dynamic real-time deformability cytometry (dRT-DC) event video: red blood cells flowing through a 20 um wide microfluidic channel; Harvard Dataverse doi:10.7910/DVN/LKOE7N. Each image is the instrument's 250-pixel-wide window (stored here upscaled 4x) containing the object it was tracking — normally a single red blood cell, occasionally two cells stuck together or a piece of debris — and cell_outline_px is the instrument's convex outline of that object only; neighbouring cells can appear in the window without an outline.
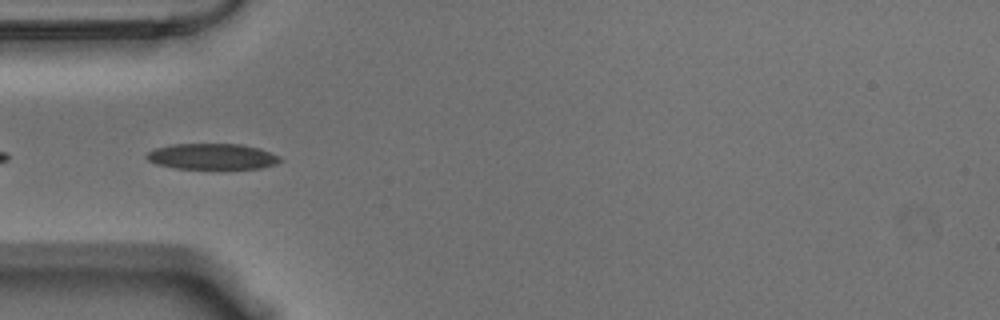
{"species": "Egyptian fruit bat (a non-hibernating species)", "species_latin": "Rousettus aegyptiacus", "temperature_condition": "warm", "stored_images_in_passage": 8, "camera_frame_rate_fps": 3000, "um_per_image_px": 0.085, "animal": {"sex": "male"}, "frame": {"image": 1, "passage_image": 2, "time_ms": 0.333, "image_size_px": [1000, 320], "cell_outline_px": [[284, 160], [276, 164], [260, 168], [176, 168], [156, 164], [148, 160], [144, 156], [148, 152], [156, 148], [172, 144], [240, 144], [260, 148], [280, 156]], "centroid_in_image_um": [18.05, 13.29], "position_along_channel_um": 66.9, "area_um2": 20.06}}
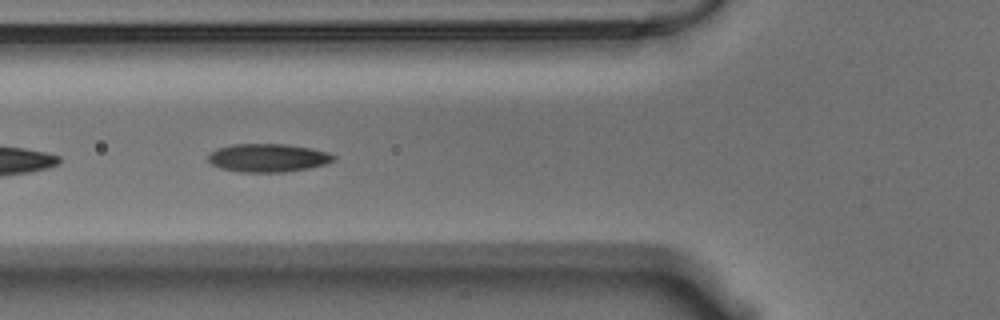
{"frame": {"image": 2, "passage_image": 5, "time_ms": 1.333, "image_size_px": [1000, 320], "cell_outline_px": [[336, 160], [328, 164], [308, 168], [284, 172], [240, 172], [220, 168], [212, 164], [208, 160], [208, 152], [216, 148], [228, 144], [284, 144], [312, 148], [328, 152], [336, 156]], "centroid_in_image_um": [22.77, 13.41], "position_along_channel_um": 103.0, "area_um2": 20.98}}